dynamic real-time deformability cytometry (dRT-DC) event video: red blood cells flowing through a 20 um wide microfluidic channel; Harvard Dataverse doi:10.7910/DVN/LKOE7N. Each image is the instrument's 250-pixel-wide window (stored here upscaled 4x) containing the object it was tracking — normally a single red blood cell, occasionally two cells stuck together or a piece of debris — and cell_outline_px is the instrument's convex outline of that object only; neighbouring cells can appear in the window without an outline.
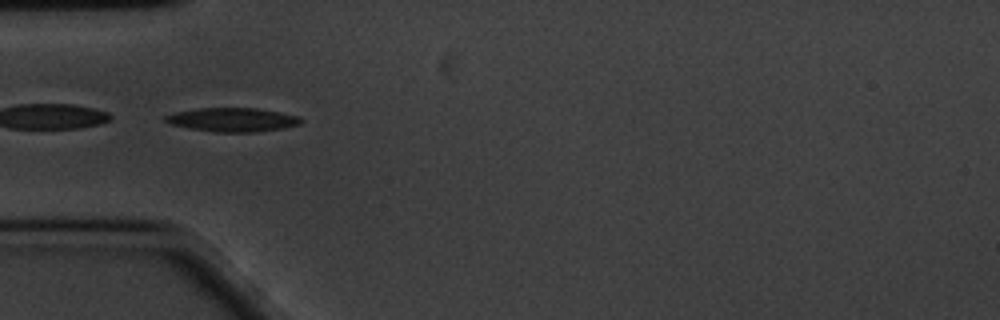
{"species": "common noctule bat (a hibernating species)", "species_latin": "Nyctalus noctula", "temperature_condition": "cold", "stored_images_in_passage": 58, "camera_frame_rate_fps": 3000, "um_per_image_px": 0.085, "animal": {"sex": "male", "body_mass_g": 20.1, "forearm_length_mm": 53.5}, "frame": {"image": 1, "passage_image": 17, "time_ms": 5.333, "image_size_px": [1000, 320], "cell_outline_px": [[304, 120], [300, 124], [284, 128], [256, 132], [216, 132], [192, 128], [172, 124], [164, 120], [164, 116], [176, 112], [196, 108], [256, 108], [280, 112], [300, 116]], "centroid_in_image_um": [19.82, 10.17], "position_along_channel_um": 65.2, "area_um2": 18.79}, "authors_computed_cell_mechanics": {"area_um2": 17.8313, "velocity_mm_per_s": 3.3829, "shape_relaxation_time_tau1_ms": 2.5771, "shape_relaxation_time_tau2_ms": null, "deformation_change_tau1": 0.1541, "deformation_change_tau2": null}}